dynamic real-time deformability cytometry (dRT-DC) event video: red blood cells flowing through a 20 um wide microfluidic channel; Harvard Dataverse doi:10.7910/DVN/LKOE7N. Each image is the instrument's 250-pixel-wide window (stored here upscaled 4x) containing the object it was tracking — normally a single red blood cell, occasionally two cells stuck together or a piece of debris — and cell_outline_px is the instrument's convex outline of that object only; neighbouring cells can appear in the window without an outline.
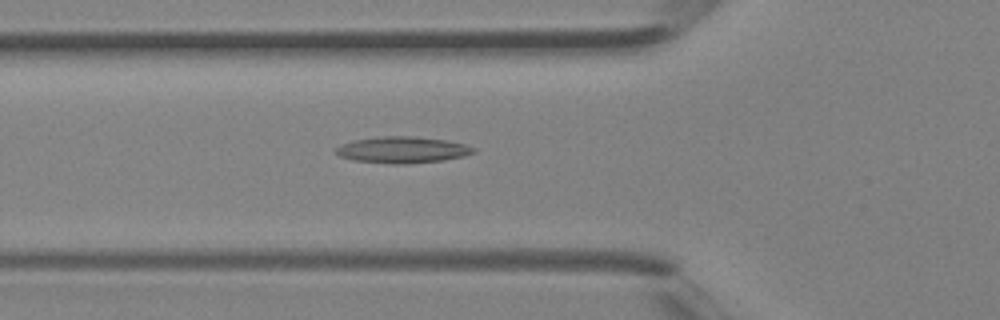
{"species": "Egyptian fruit bat (a non-hibernating species)", "species_latin": "Rousettus aegyptiacus", "temperature_condition": "room temperature", "stored_images_in_passage": 41, "camera_frame_rate_fps": 3000, "um_per_image_px": 0.085, "animal": {"sex": "female"}, "frame": {"image": 1, "passage_image": 15, "time_ms": 4.667, "image_size_px": [1000, 320], "cell_outline_px": [[476, 152], [464, 156], [444, 160], [400, 164], [392, 164], [352, 160], [340, 156], [336, 152], [336, 148], [340, 144], [352, 140], [380, 136], [412, 136], [444, 140], [464, 144], [476, 148]], "centroid_in_image_um": [34.19, 12.73], "position_along_channel_um": 91.6, "area_um2": 21.15}}
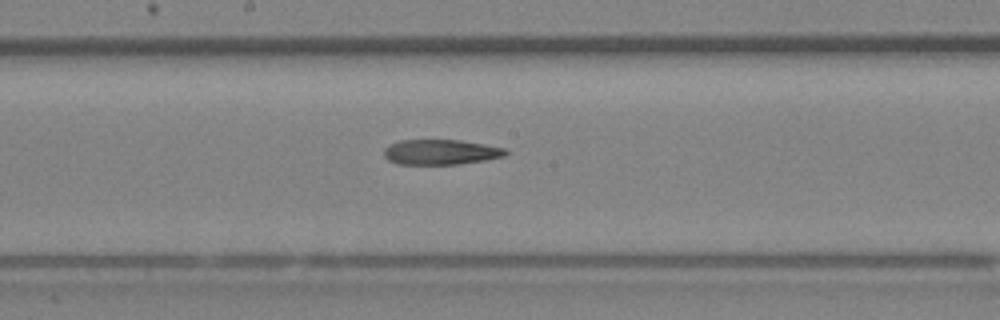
{"frame": {"image": 2, "passage_image": 22, "time_ms": 7.0, "image_size_px": [1000, 320], "cell_outline_px": [[508, 152], [504, 156], [484, 160], [456, 164], [396, 164], [388, 160], [384, 156], [384, 148], [400, 140], [460, 140], [484, 144], [504, 148]], "centroid_in_image_um": [37.43, 12.92], "position_along_channel_um": 210.8, "area_um2": 17.69}}
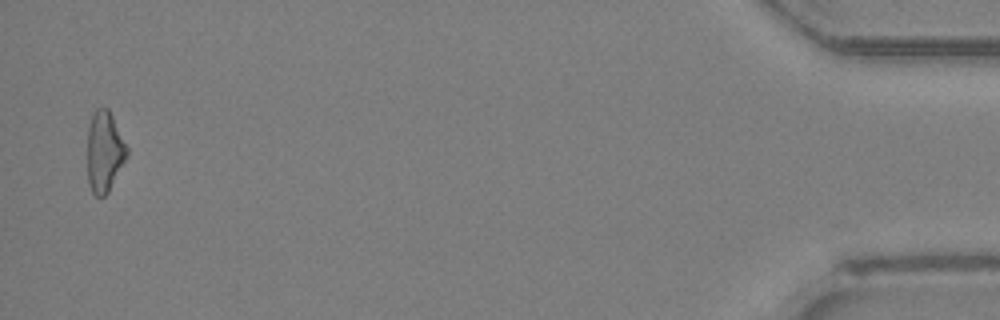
{"frame": {"image": 3, "passage_image": 40, "time_ms": 13.0, "image_size_px": [1000, 320], "cell_outline_px": [[128, 152], [108, 192], [104, 196], [96, 196], [92, 192], [88, 184], [88, 128], [92, 112], [96, 108], [108, 108], [128, 148]], "centroid_in_image_um": [8.85, 12.87], "position_along_channel_um": 426.3, "area_um2": 18.32}}